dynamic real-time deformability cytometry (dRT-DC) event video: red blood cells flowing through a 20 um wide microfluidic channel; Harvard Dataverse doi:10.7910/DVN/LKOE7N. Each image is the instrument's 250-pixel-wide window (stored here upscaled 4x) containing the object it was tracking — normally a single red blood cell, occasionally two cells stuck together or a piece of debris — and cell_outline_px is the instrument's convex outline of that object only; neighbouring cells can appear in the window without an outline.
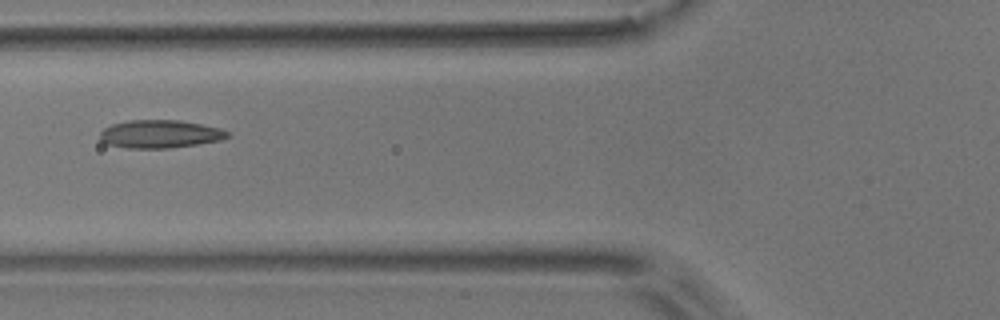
{"species": "common noctule bat (a hibernating species)", "species_latin": "Nyctalus noctula", "temperature_condition": "room temperature", "stored_images_in_passage": 12, "camera_frame_rate_fps": 3000, "um_per_image_px": 0.085, "animal": {"sex": "male", "body_mass_g": 17.9}, "frame": {"image": 1, "passage_image": 3, "time_ms": 3.333, "image_size_px": [1000, 320], "cell_outline_px": [[232, 136], [220, 140], [200, 144], [168, 148], [128, 148], [108, 144], [100, 140], [100, 132], [104, 128], [112, 124], [128, 120], [180, 120], [220, 128], [228, 132]], "centroid_in_image_um": [13.61, 11.39], "position_along_channel_um": 112.2, "area_um2": 20.87}}
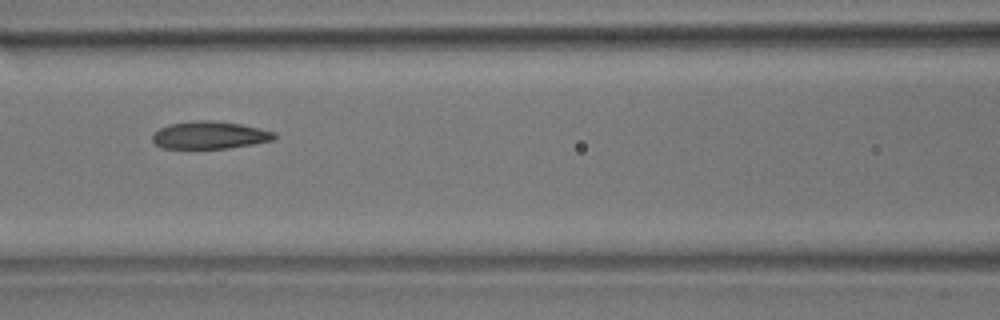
{"frame": {"image": 2, "passage_image": 4, "time_ms": 4.333, "image_size_px": [1000, 320], "cell_outline_px": [[276, 140], [228, 148], [160, 148], [152, 140], [152, 136], [160, 128], [168, 124], [192, 120], [212, 120], [240, 124], [276, 132]], "centroid_in_image_um": [17.83, 11.48], "position_along_channel_um": 148.8, "area_um2": 19.59}}
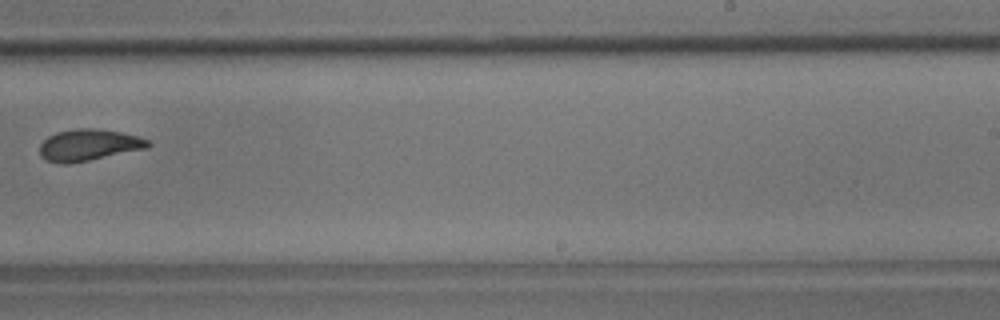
{"frame": {"image": 3, "passage_image": 7, "time_ms": 8.0, "image_size_px": [1000, 320], "cell_outline_px": [[152, 144], [148, 148], [68, 164], [60, 164], [44, 160], [40, 156], [40, 144], [48, 136], [56, 132], [76, 128], [96, 128], [120, 132], [136, 136], [148, 140]], "centroid_in_image_um": [7.5, 12.33], "position_along_channel_um": 281.5, "area_um2": 19.94}, "authors_computed_cell_mechanics": {"area_um2": 20.0566, "velocity_mm_per_s": 3.6225, "shape_relaxation_time_tau1_ms": 10.4678, "shape_relaxation_time_tau2_ms": null, "deformation_change_tau1": 0.2106, "deformation_change_tau2": null}}